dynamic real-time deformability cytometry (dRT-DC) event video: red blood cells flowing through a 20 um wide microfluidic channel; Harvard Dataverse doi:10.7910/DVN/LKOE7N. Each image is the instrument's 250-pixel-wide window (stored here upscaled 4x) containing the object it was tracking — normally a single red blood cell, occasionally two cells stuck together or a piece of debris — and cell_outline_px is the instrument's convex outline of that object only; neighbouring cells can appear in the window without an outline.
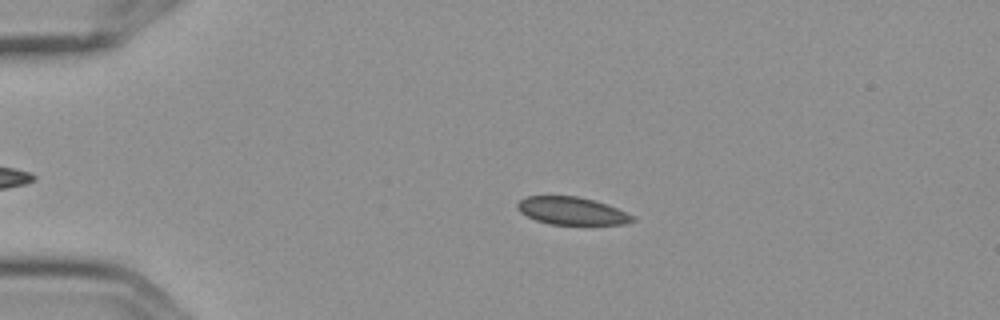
{"species": "Egyptian fruit bat (a non-hibernating species)", "species_latin": "Rousettus aegyptiacus", "temperature_condition": "cold", "stored_images_in_passage": 5, "camera_frame_rate_fps": 3000, "um_per_image_px": 0.085, "frame": {"image": 1, "passage_image": 3, "time_ms": 0.667, "image_size_px": [1000, 320], "cell_outline_px": [[636, 220], [624, 224], [548, 224], [536, 220], [520, 212], [516, 208], [516, 204], [520, 200], [528, 196], [576, 196], [592, 200], [616, 208], [636, 216]], "centroid_in_image_um": [48.59, 17.93], "position_along_channel_um": 36.4, "area_um2": 18.38}}
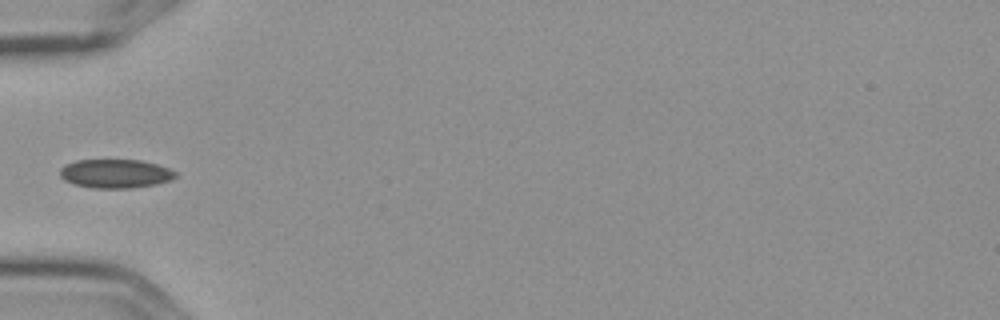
{"frame": {"image": 2, "passage_image": 5, "time_ms": 1.333, "image_size_px": [1000, 320], "cell_outline_px": [[176, 176], [172, 180], [156, 184], [132, 188], [92, 188], [72, 184], [64, 180], [60, 176], [60, 168], [64, 164], [76, 160], [140, 160], [156, 164], [168, 168], [176, 172]], "centroid_in_image_um": [9.78, 14.76], "position_along_channel_um": 75.2, "area_um2": 19.54}}